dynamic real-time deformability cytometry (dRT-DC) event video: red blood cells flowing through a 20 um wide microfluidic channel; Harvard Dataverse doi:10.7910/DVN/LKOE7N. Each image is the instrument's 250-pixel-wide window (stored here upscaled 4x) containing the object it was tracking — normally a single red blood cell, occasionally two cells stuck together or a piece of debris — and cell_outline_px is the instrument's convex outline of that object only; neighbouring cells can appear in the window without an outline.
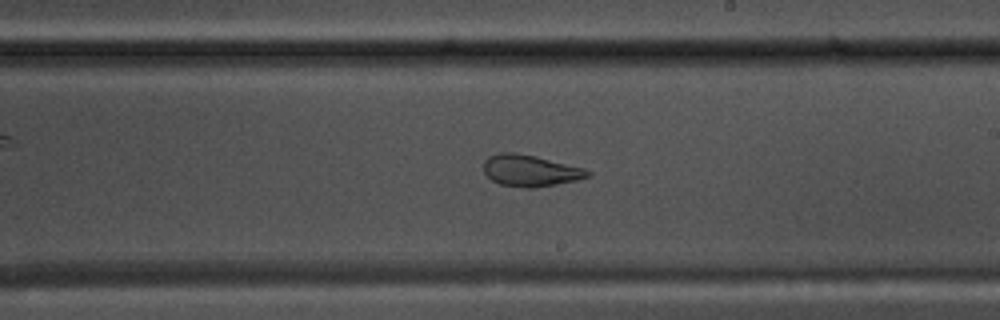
{"species": "common noctule bat (a hibernating species)", "species_latin": "Nyctalus noctula", "temperature_condition": "warm", "stored_images_in_passage": 53, "segment_of_instrument_passage": [1, 2], "camera_frame_rate_fps": 3000, "um_per_image_px": 0.085, "animal": {"sex": "male", "body_mass_g": 17.5, "forearm_length_mm": 52.3}, "frame": {"image": 1, "passage_image": 29, "time_ms": 9.333, "image_size_px": [1000, 320], "cell_outline_px": [[592, 176], [576, 180], [536, 188], [524, 188], [500, 184], [492, 180], [484, 172], [484, 160], [488, 156], [500, 152], [512, 152], [536, 156], [584, 168], [592, 172]], "centroid_in_image_um": [45.08, 14.5], "position_along_channel_um": 243.9, "area_um2": 19.19}}
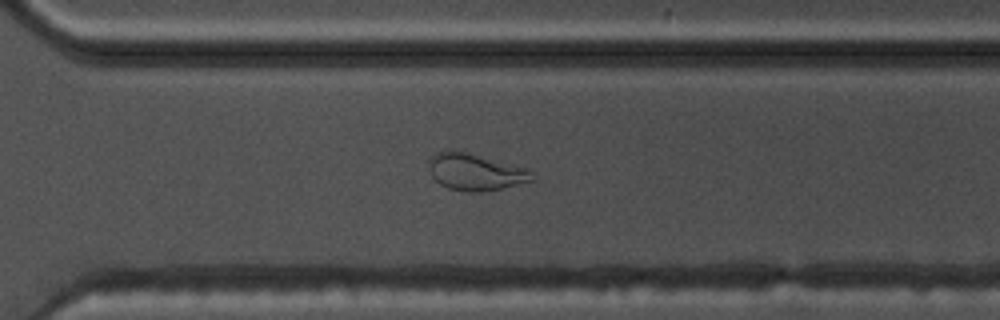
{"frame": {"image": 2, "passage_image": 36, "time_ms": 11.667, "image_size_px": [1000, 320], "cell_outline_px": [[536, 180], [500, 188], [472, 192], [468, 192], [448, 188], [440, 184], [432, 176], [428, 168], [428, 164], [432, 156], [440, 152], [456, 148], [528, 168]], "centroid_in_image_um": [40.4, 14.58], "position_along_channel_um": 330.2, "area_um2": 22.31}}
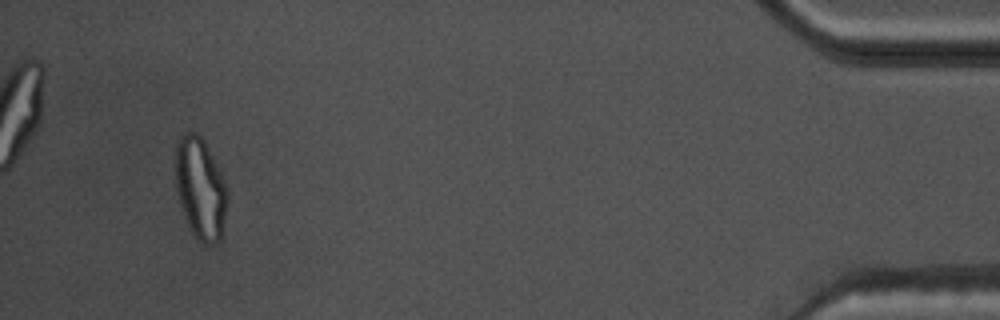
{"frame": {"image": 3, "passage_image": 49, "time_ms": 16.0, "image_size_px": [1000, 320], "cell_outline_px": [[228, 204], [220, 240], [216, 244], [204, 244], [192, 232], [188, 224], [176, 188], [176, 144], [180, 136], [184, 132], [196, 132], [204, 140], [220, 172], [228, 192]], "centroid_in_image_um": [17.05, 16.01], "position_along_channel_um": 418.1, "area_um2": 30.29}}